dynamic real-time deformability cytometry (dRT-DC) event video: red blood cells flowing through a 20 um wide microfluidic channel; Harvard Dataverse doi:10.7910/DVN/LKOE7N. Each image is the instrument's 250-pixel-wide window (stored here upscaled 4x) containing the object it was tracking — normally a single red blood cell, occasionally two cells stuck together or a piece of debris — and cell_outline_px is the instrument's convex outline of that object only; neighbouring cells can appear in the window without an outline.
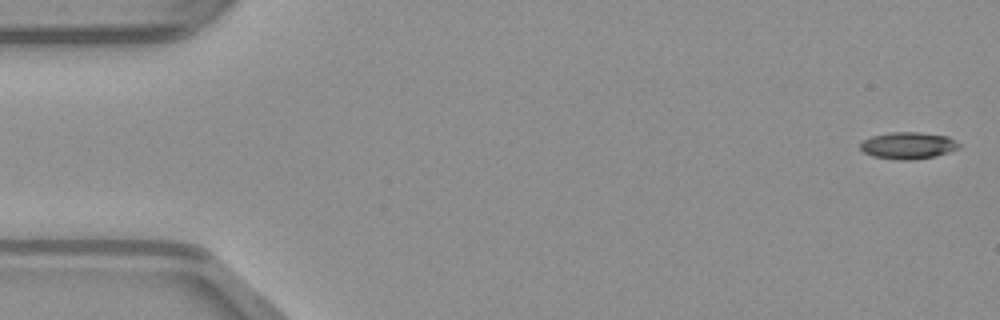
{"species": "common noctule bat (a hibernating species)", "species_latin": "Nyctalus noctula", "temperature_condition": "warm", "stored_images_in_passage": 49, "camera_frame_rate_fps": 3000, "um_per_image_px": 0.085, "animal": {"sex": "male", "body_mass_g": 23.1, "forearm_length_mm": 52.7}, "frame": {"image": 1, "passage_image": 1, "time_ms": 0.0, "image_size_px": [1000, 320], "cell_outline_px": [[960, 148], [936, 156], [912, 160], [900, 160], [872, 156], [864, 152], [860, 148], [860, 144], [864, 140], [872, 136], [892, 132], [916, 132], [948, 136], [960, 144]], "centroid_in_image_um": [77.2, 12.37], "position_along_channel_um": 7.8, "area_um2": 15.37}}
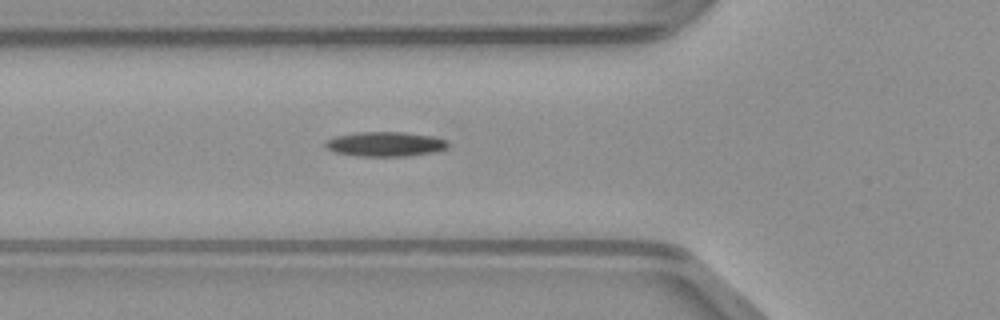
{"frame": {"image": 2, "passage_image": 17, "time_ms": 5.333, "image_size_px": [1000, 320], "cell_outline_px": [[448, 148], [436, 152], [408, 156], [356, 156], [332, 152], [324, 148], [324, 144], [328, 140], [336, 136], [360, 132], [404, 132], [432, 136], [448, 140]], "centroid_in_image_um": [32.75, 12.26], "position_along_channel_um": 93.0, "area_um2": 17.8}}
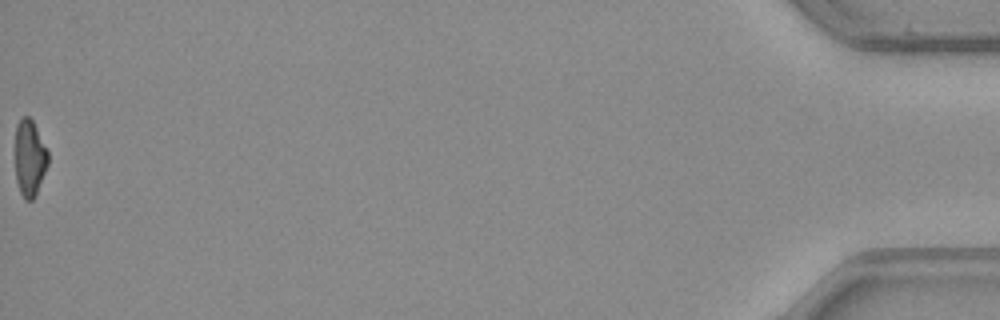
{"frame": {"image": 3, "passage_image": 49, "time_ms": 16.0, "image_size_px": [1000, 320], "cell_outline_px": [[48, 164], [36, 196], [32, 200], [24, 200], [20, 192], [16, 180], [16, 124], [20, 116], [28, 116], [32, 120], [48, 152]], "centroid_in_image_um": [2.52, 13.45], "position_along_channel_um": 432.7, "area_um2": 14.62}}